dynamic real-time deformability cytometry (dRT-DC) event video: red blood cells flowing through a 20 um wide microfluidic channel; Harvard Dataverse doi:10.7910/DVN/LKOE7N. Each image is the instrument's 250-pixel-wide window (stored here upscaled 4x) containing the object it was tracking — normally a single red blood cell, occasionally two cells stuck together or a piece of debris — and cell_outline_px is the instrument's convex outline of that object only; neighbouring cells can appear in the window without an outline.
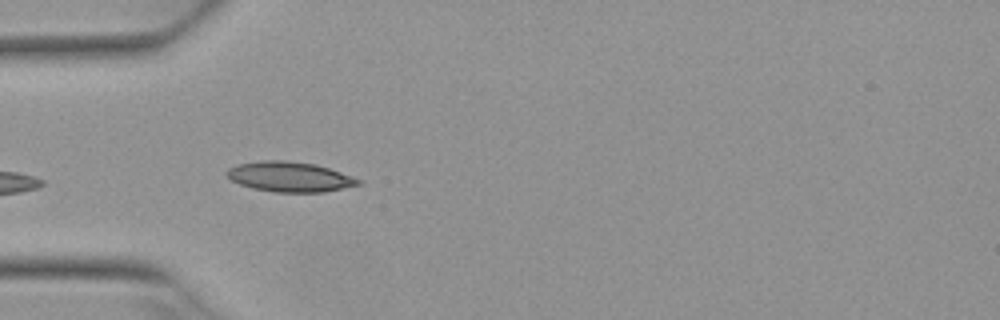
{"species": "Egyptian fruit bat (a non-hibernating species)", "species_latin": "Rousettus aegyptiacus", "temperature_condition": "warm", "stored_images_in_passage": 8, "camera_frame_rate_fps": 3000, "um_per_image_px": 0.085, "animal": {"sex": "female"}, "frame": {"image": 1, "passage_image": 4, "time_ms": 1.0, "image_size_px": [1000, 320], "cell_outline_px": [[364, 180], [360, 184], [324, 192], [276, 192], [252, 188], [240, 184], [232, 180], [224, 172], [228, 168], [236, 164], [260, 160], [284, 160], [316, 164]], "centroid_in_image_um": [24.61, 15.02], "position_along_channel_um": 60.4, "area_um2": 23.06}}
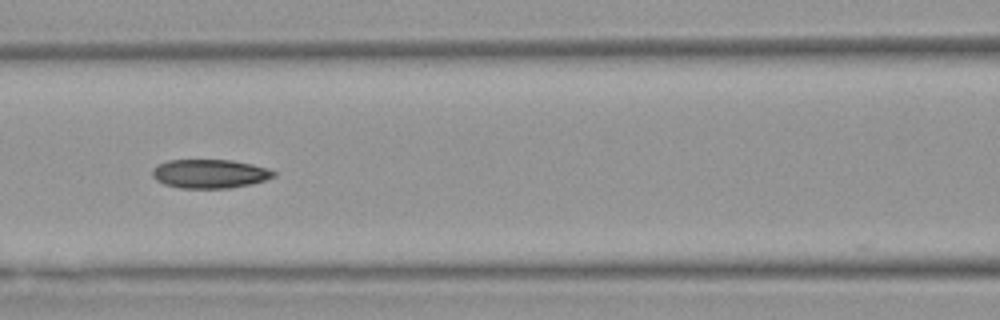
{"frame": {"image": 2, "passage_image": 6, "time_ms": 1.667, "image_size_px": [1000, 320], "cell_outline_px": [[276, 176], [252, 184], [228, 188], [180, 188], [164, 184], [156, 180], [152, 176], [152, 168], [156, 164], [168, 160], [232, 160], [252, 164], [268, 168], [276, 172]], "centroid_in_image_um": [17.81, 14.76], "position_along_channel_um": 148.8, "area_um2": 20.58}}
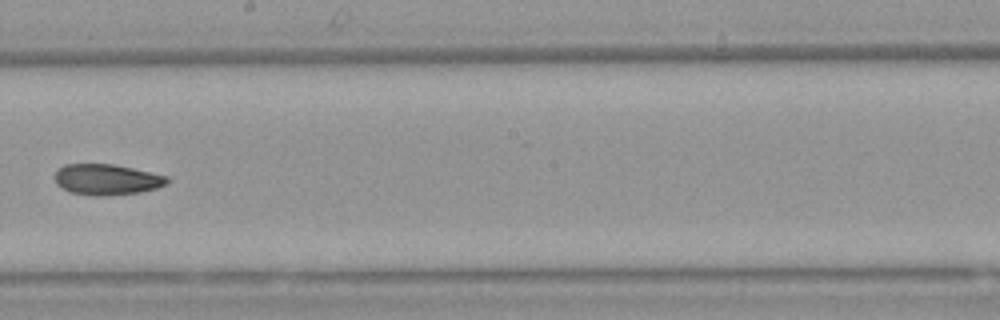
{"frame": {"image": 3, "passage_image": 8, "time_ms": 2.333, "image_size_px": [1000, 320], "cell_outline_px": [[168, 184], [156, 188], [140, 192], [104, 196], [96, 196], [68, 192], [56, 184], [56, 168], [64, 164], [116, 164], [168, 176]], "centroid_in_image_um": [9.06, 15.25], "position_along_channel_um": 239.1, "area_um2": 20.35}}